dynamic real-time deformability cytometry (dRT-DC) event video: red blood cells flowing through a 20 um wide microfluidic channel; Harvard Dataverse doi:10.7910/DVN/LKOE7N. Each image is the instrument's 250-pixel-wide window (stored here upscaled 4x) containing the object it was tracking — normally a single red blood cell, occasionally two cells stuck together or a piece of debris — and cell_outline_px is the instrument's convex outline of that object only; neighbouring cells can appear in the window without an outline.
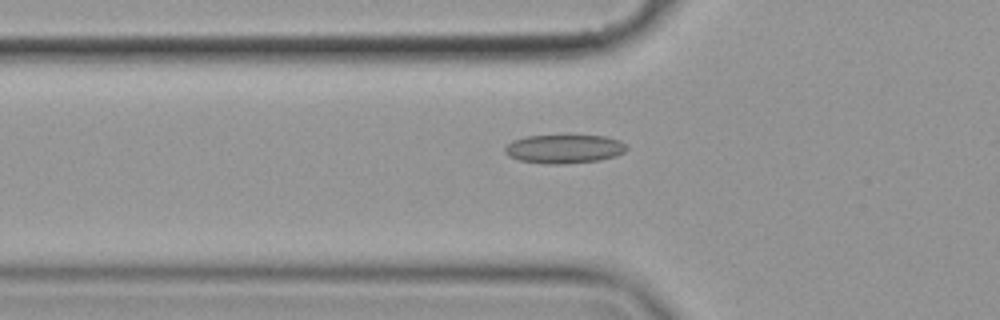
{"species": "common noctule bat (a hibernating species)", "species_latin": "Nyctalus noctula", "temperature_condition": "cold", "stored_images_in_passage": 51, "camera_frame_rate_fps": 3000, "um_per_image_px": 0.085, "animal": {"sex": "female", "body_mass_g": 19.9}, "frame": {"image": 1, "passage_image": 14, "time_ms": 4.333, "image_size_px": [1000, 320], "cell_outline_px": [[628, 148], [624, 152], [616, 156], [600, 160], [560, 164], [548, 164], [520, 160], [508, 156], [504, 152], [504, 148], [512, 140], [524, 136], [604, 136], [620, 140], [628, 144]], "centroid_in_image_um": [47.97, 12.65], "position_along_channel_um": 77.8, "area_um2": 20.4}}
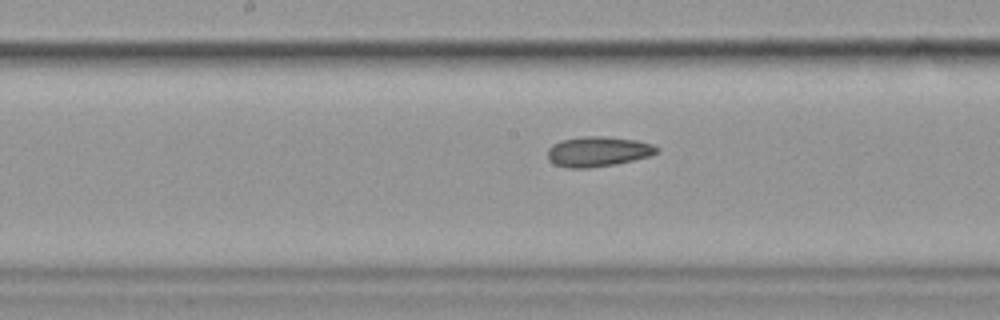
{"frame": {"image": 2, "passage_image": 24, "time_ms": 7.667, "image_size_px": [1000, 320], "cell_outline_px": [[660, 152], [648, 156], [616, 164], [588, 168], [568, 168], [556, 164], [548, 160], [548, 148], [552, 144], [560, 140], [584, 136], [600, 136], [636, 140], [652, 144], [660, 148]], "centroid_in_image_um": [50.82, 12.88], "position_along_channel_um": 197.4, "area_um2": 19.13}}
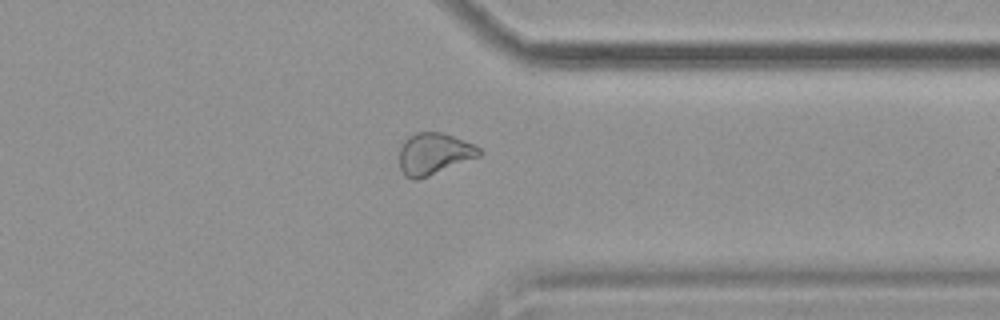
{"frame": {"image": 3, "passage_image": 39, "time_ms": 12.667, "image_size_px": [1000, 320], "cell_outline_px": [[484, 152], [480, 156], [428, 176], [416, 180], [412, 180], [404, 176], [400, 168], [400, 148], [404, 140], [408, 136], [416, 132], [440, 132], [476, 144]], "centroid_in_image_um": [36.89, 13.07], "position_along_channel_um": 374.5, "area_um2": 19.48}, "authors_computed_cell_mechanics": {"area_um2": 19.8832, "velocity_mm_per_s": 3.5789, "shape_relaxation_time_tau1_ms": null, "shape_relaxation_time_tau2_ms": 6.3741, "deformation_change_tau1": null, "deformation_change_tau2": 0.1286}}